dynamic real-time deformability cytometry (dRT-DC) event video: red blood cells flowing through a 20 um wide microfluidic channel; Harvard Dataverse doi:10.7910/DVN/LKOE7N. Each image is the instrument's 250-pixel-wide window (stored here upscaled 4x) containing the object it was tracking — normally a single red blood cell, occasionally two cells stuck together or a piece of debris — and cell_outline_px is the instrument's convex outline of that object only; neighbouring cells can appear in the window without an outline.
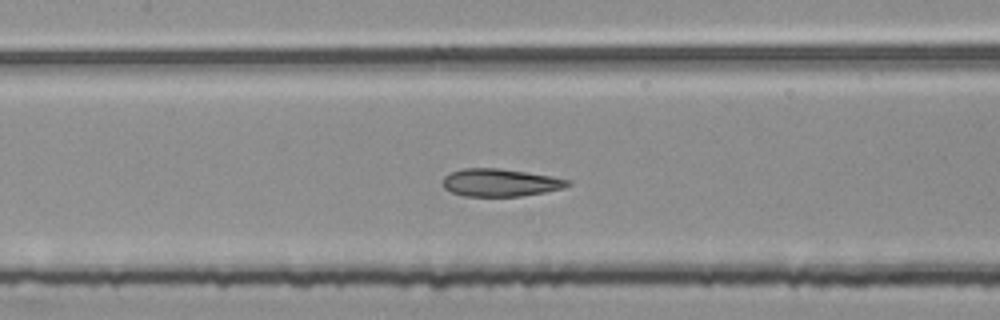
{"species": "common noctule bat (a hibernating species)", "species_latin": "Nyctalus noctula", "temperature_condition": "room temperature", "stored_images_in_passage": 49, "segment_of_instrument_passage": [2, 2], "camera_frame_rate_fps": 3000, "um_per_image_px": 0.085, "animal": {"sex": "female", "body_mass_g": 25.1}, "frame": {"image": 1, "passage_image": 22, "time_ms": 7.0, "image_size_px": [1000, 320], "cell_outline_px": [[572, 184], [564, 188], [544, 192], [520, 196], [464, 196], [452, 192], [444, 188], [444, 176], [452, 172], [464, 168], [496, 168], [552, 176], [572, 180]], "centroid_in_image_um": [42.56, 15.52], "position_along_channel_um": 164.8, "area_um2": 20.0}}
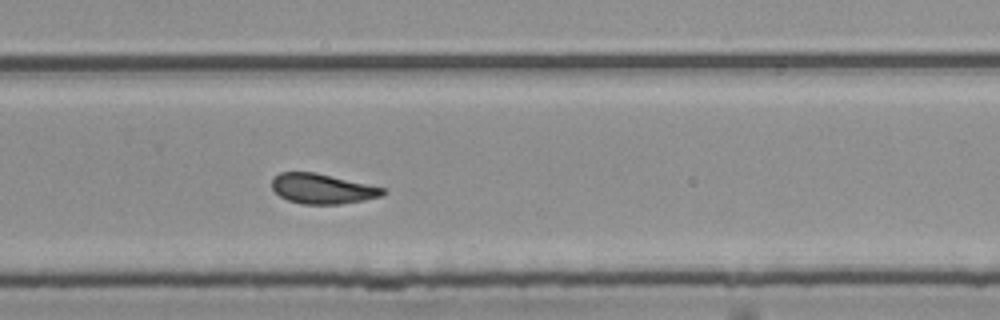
{"frame": {"image": 2, "passage_image": 33, "time_ms": 10.667, "image_size_px": [1000, 320], "cell_outline_px": [[388, 192], [380, 196], [364, 200], [340, 204], [304, 204], [288, 200], [280, 196], [272, 188], [272, 180], [280, 172], [316, 172], [384, 188]], "centroid_in_image_um": [27.4, 16.04], "position_along_channel_um": 302.4, "area_um2": 19.25}}
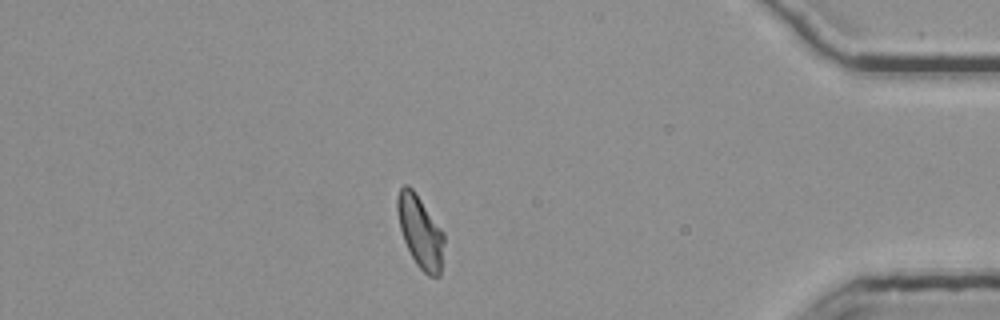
{"frame": {"image": 3, "passage_image": 44, "time_ms": 14.333, "image_size_px": [1000, 320], "cell_outline_px": [[444, 240], [440, 276], [428, 276], [416, 264], [404, 240], [400, 228], [396, 208], [396, 200], [400, 188], [404, 184], [408, 184], [412, 188], [444, 232]], "centroid_in_image_um": [35.71, 19.68], "position_along_channel_um": 399.5, "area_um2": 19.48}}